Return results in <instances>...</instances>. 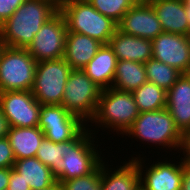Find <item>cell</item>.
<instances>
[{
  "mask_svg": "<svg viewBox=\"0 0 190 190\" xmlns=\"http://www.w3.org/2000/svg\"><path fill=\"white\" fill-rule=\"evenodd\" d=\"M33 190H60V185L56 182L52 187L45 189H33Z\"/></svg>",
  "mask_w": 190,
  "mask_h": 190,
  "instance_id": "36",
  "label": "cell"
},
{
  "mask_svg": "<svg viewBox=\"0 0 190 190\" xmlns=\"http://www.w3.org/2000/svg\"><path fill=\"white\" fill-rule=\"evenodd\" d=\"M103 44L87 35L67 32L64 59L72 69H83Z\"/></svg>",
  "mask_w": 190,
  "mask_h": 190,
  "instance_id": "18",
  "label": "cell"
},
{
  "mask_svg": "<svg viewBox=\"0 0 190 190\" xmlns=\"http://www.w3.org/2000/svg\"><path fill=\"white\" fill-rule=\"evenodd\" d=\"M136 2H150L151 0H135Z\"/></svg>",
  "mask_w": 190,
  "mask_h": 190,
  "instance_id": "40",
  "label": "cell"
},
{
  "mask_svg": "<svg viewBox=\"0 0 190 190\" xmlns=\"http://www.w3.org/2000/svg\"><path fill=\"white\" fill-rule=\"evenodd\" d=\"M9 130H10V125L8 119L4 116L0 108V138L7 137Z\"/></svg>",
  "mask_w": 190,
  "mask_h": 190,
  "instance_id": "32",
  "label": "cell"
},
{
  "mask_svg": "<svg viewBox=\"0 0 190 190\" xmlns=\"http://www.w3.org/2000/svg\"><path fill=\"white\" fill-rule=\"evenodd\" d=\"M180 190H190V163L182 158V179Z\"/></svg>",
  "mask_w": 190,
  "mask_h": 190,
  "instance_id": "31",
  "label": "cell"
},
{
  "mask_svg": "<svg viewBox=\"0 0 190 190\" xmlns=\"http://www.w3.org/2000/svg\"><path fill=\"white\" fill-rule=\"evenodd\" d=\"M183 154L184 160L190 163V130L183 136Z\"/></svg>",
  "mask_w": 190,
  "mask_h": 190,
  "instance_id": "34",
  "label": "cell"
},
{
  "mask_svg": "<svg viewBox=\"0 0 190 190\" xmlns=\"http://www.w3.org/2000/svg\"><path fill=\"white\" fill-rule=\"evenodd\" d=\"M60 190H101V164L87 175L62 181Z\"/></svg>",
  "mask_w": 190,
  "mask_h": 190,
  "instance_id": "27",
  "label": "cell"
},
{
  "mask_svg": "<svg viewBox=\"0 0 190 190\" xmlns=\"http://www.w3.org/2000/svg\"><path fill=\"white\" fill-rule=\"evenodd\" d=\"M59 10L43 0H25L0 26V41L7 47L27 48L42 25Z\"/></svg>",
  "mask_w": 190,
  "mask_h": 190,
  "instance_id": "2",
  "label": "cell"
},
{
  "mask_svg": "<svg viewBox=\"0 0 190 190\" xmlns=\"http://www.w3.org/2000/svg\"><path fill=\"white\" fill-rule=\"evenodd\" d=\"M117 26L122 33L149 40L163 33L161 23L148 2H136Z\"/></svg>",
  "mask_w": 190,
  "mask_h": 190,
  "instance_id": "14",
  "label": "cell"
},
{
  "mask_svg": "<svg viewBox=\"0 0 190 190\" xmlns=\"http://www.w3.org/2000/svg\"><path fill=\"white\" fill-rule=\"evenodd\" d=\"M8 190H31L29 185L22 178V175L14 168H10V179Z\"/></svg>",
  "mask_w": 190,
  "mask_h": 190,
  "instance_id": "30",
  "label": "cell"
},
{
  "mask_svg": "<svg viewBox=\"0 0 190 190\" xmlns=\"http://www.w3.org/2000/svg\"><path fill=\"white\" fill-rule=\"evenodd\" d=\"M40 107L31 91L0 92V108L10 127H38Z\"/></svg>",
  "mask_w": 190,
  "mask_h": 190,
  "instance_id": "11",
  "label": "cell"
},
{
  "mask_svg": "<svg viewBox=\"0 0 190 190\" xmlns=\"http://www.w3.org/2000/svg\"><path fill=\"white\" fill-rule=\"evenodd\" d=\"M148 3L153 7L163 32L189 36L190 24L183 0H151Z\"/></svg>",
  "mask_w": 190,
  "mask_h": 190,
  "instance_id": "16",
  "label": "cell"
},
{
  "mask_svg": "<svg viewBox=\"0 0 190 190\" xmlns=\"http://www.w3.org/2000/svg\"><path fill=\"white\" fill-rule=\"evenodd\" d=\"M108 44L113 49L117 60H130L146 63L152 58L151 40L127 35L118 29L110 38Z\"/></svg>",
  "mask_w": 190,
  "mask_h": 190,
  "instance_id": "17",
  "label": "cell"
},
{
  "mask_svg": "<svg viewBox=\"0 0 190 190\" xmlns=\"http://www.w3.org/2000/svg\"><path fill=\"white\" fill-rule=\"evenodd\" d=\"M89 0H64V4H70L73 2H88Z\"/></svg>",
  "mask_w": 190,
  "mask_h": 190,
  "instance_id": "37",
  "label": "cell"
},
{
  "mask_svg": "<svg viewBox=\"0 0 190 190\" xmlns=\"http://www.w3.org/2000/svg\"><path fill=\"white\" fill-rule=\"evenodd\" d=\"M117 61L109 44H103L82 70L102 90L108 89L113 84Z\"/></svg>",
  "mask_w": 190,
  "mask_h": 190,
  "instance_id": "19",
  "label": "cell"
},
{
  "mask_svg": "<svg viewBox=\"0 0 190 190\" xmlns=\"http://www.w3.org/2000/svg\"><path fill=\"white\" fill-rule=\"evenodd\" d=\"M67 31L65 18L58 11L42 25L26 49L36 62L63 58Z\"/></svg>",
  "mask_w": 190,
  "mask_h": 190,
  "instance_id": "9",
  "label": "cell"
},
{
  "mask_svg": "<svg viewBox=\"0 0 190 190\" xmlns=\"http://www.w3.org/2000/svg\"><path fill=\"white\" fill-rule=\"evenodd\" d=\"M185 4V9H190V0H183Z\"/></svg>",
  "mask_w": 190,
  "mask_h": 190,
  "instance_id": "38",
  "label": "cell"
},
{
  "mask_svg": "<svg viewBox=\"0 0 190 190\" xmlns=\"http://www.w3.org/2000/svg\"><path fill=\"white\" fill-rule=\"evenodd\" d=\"M97 11L111 18L117 24L127 11L136 3L135 0H89Z\"/></svg>",
  "mask_w": 190,
  "mask_h": 190,
  "instance_id": "26",
  "label": "cell"
},
{
  "mask_svg": "<svg viewBox=\"0 0 190 190\" xmlns=\"http://www.w3.org/2000/svg\"><path fill=\"white\" fill-rule=\"evenodd\" d=\"M7 137L16 160L35 157L45 138L39 127H10Z\"/></svg>",
  "mask_w": 190,
  "mask_h": 190,
  "instance_id": "21",
  "label": "cell"
},
{
  "mask_svg": "<svg viewBox=\"0 0 190 190\" xmlns=\"http://www.w3.org/2000/svg\"><path fill=\"white\" fill-rule=\"evenodd\" d=\"M139 114L131 92L110 87L102 90L95 115L89 122H95L97 127L116 130L124 137Z\"/></svg>",
  "mask_w": 190,
  "mask_h": 190,
  "instance_id": "3",
  "label": "cell"
},
{
  "mask_svg": "<svg viewBox=\"0 0 190 190\" xmlns=\"http://www.w3.org/2000/svg\"><path fill=\"white\" fill-rule=\"evenodd\" d=\"M15 161L8 137L0 138V168H13Z\"/></svg>",
  "mask_w": 190,
  "mask_h": 190,
  "instance_id": "28",
  "label": "cell"
},
{
  "mask_svg": "<svg viewBox=\"0 0 190 190\" xmlns=\"http://www.w3.org/2000/svg\"><path fill=\"white\" fill-rule=\"evenodd\" d=\"M137 190H144L141 186H139L138 188H137Z\"/></svg>",
  "mask_w": 190,
  "mask_h": 190,
  "instance_id": "42",
  "label": "cell"
},
{
  "mask_svg": "<svg viewBox=\"0 0 190 190\" xmlns=\"http://www.w3.org/2000/svg\"><path fill=\"white\" fill-rule=\"evenodd\" d=\"M3 47H4V44L0 41V52L3 49Z\"/></svg>",
  "mask_w": 190,
  "mask_h": 190,
  "instance_id": "41",
  "label": "cell"
},
{
  "mask_svg": "<svg viewBox=\"0 0 190 190\" xmlns=\"http://www.w3.org/2000/svg\"><path fill=\"white\" fill-rule=\"evenodd\" d=\"M101 92L102 89L82 69H72L61 105L86 123L95 115Z\"/></svg>",
  "mask_w": 190,
  "mask_h": 190,
  "instance_id": "7",
  "label": "cell"
},
{
  "mask_svg": "<svg viewBox=\"0 0 190 190\" xmlns=\"http://www.w3.org/2000/svg\"><path fill=\"white\" fill-rule=\"evenodd\" d=\"M131 160L138 168L140 186L144 190H180L182 179L181 158V162L178 163H172L171 160L157 161L158 163L151 164L150 168L146 167L147 170H144L143 158H140V156L133 157Z\"/></svg>",
  "mask_w": 190,
  "mask_h": 190,
  "instance_id": "13",
  "label": "cell"
},
{
  "mask_svg": "<svg viewBox=\"0 0 190 190\" xmlns=\"http://www.w3.org/2000/svg\"><path fill=\"white\" fill-rule=\"evenodd\" d=\"M78 116L67 111L62 105H41L38 127L46 139L62 143L73 139L85 126Z\"/></svg>",
  "mask_w": 190,
  "mask_h": 190,
  "instance_id": "10",
  "label": "cell"
},
{
  "mask_svg": "<svg viewBox=\"0 0 190 190\" xmlns=\"http://www.w3.org/2000/svg\"><path fill=\"white\" fill-rule=\"evenodd\" d=\"M10 179V168H0V190L8 188Z\"/></svg>",
  "mask_w": 190,
  "mask_h": 190,
  "instance_id": "33",
  "label": "cell"
},
{
  "mask_svg": "<svg viewBox=\"0 0 190 190\" xmlns=\"http://www.w3.org/2000/svg\"><path fill=\"white\" fill-rule=\"evenodd\" d=\"M13 168L22 175L31 190L49 188L57 182L51 169L36 157L16 160Z\"/></svg>",
  "mask_w": 190,
  "mask_h": 190,
  "instance_id": "22",
  "label": "cell"
},
{
  "mask_svg": "<svg viewBox=\"0 0 190 190\" xmlns=\"http://www.w3.org/2000/svg\"><path fill=\"white\" fill-rule=\"evenodd\" d=\"M147 80L168 91L182 74L175 67L169 66L153 58L144 63Z\"/></svg>",
  "mask_w": 190,
  "mask_h": 190,
  "instance_id": "25",
  "label": "cell"
},
{
  "mask_svg": "<svg viewBox=\"0 0 190 190\" xmlns=\"http://www.w3.org/2000/svg\"><path fill=\"white\" fill-rule=\"evenodd\" d=\"M25 0H0V26L20 7Z\"/></svg>",
  "mask_w": 190,
  "mask_h": 190,
  "instance_id": "29",
  "label": "cell"
},
{
  "mask_svg": "<svg viewBox=\"0 0 190 190\" xmlns=\"http://www.w3.org/2000/svg\"><path fill=\"white\" fill-rule=\"evenodd\" d=\"M124 135L132 136L149 144L167 149L182 150L183 135L175 126L174 120L166 108L157 111L141 112Z\"/></svg>",
  "mask_w": 190,
  "mask_h": 190,
  "instance_id": "4",
  "label": "cell"
},
{
  "mask_svg": "<svg viewBox=\"0 0 190 190\" xmlns=\"http://www.w3.org/2000/svg\"><path fill=\"white\" fill-rule=\"evenodd\" d=\"M51 3L53 6H55L58 10L62 8L64 5V0H43Z\"/></svg>",
  "mask_w": 190,
  "mask_h": 190,
  "instance_id": "35",
  "label": "cell"
},
{
  "mask_svg": "<svg viewBox=\"0 0 190 190\" xmlns=\"http://www.w3.org/2000/svg\"><path fill=\"white\" fill-rule=\"evenodd\" d=\"M186 15L190 24V9H186ZM189 37H190V31H189Z\"/></svg>",
  "mask_w": 190,
  "mask_h": 190,
  "instance_id": "39",
  "label": "cell"
},
{
  "mask_svg": "<svg viewBox=\"0 0 190 190\" xmlns=\"http://www.w3.org/2000/svg\"><path fill=\"white\" fill-rule=\"evenodd\" d=\"M105 164L104 161L101 163V190H137L140 186L139 171L132 160L118 169L109 170Z\"/></svg>",
  "mask_w": 190,
  "mask_h": 190,
  "instance_id": "20",
  "label": "cell"
},
{
  "mask_svg": "<svg viewBox=\"0 0 190 190\" xmlns=\"http://www.w3.org/2000/svg\"><path fill=\"white\" fill-rule=\"evenodd\" d=\"M147 80L144 63L130 60H118L112 88L132 92Z\"/></svg>",
  "mask_w": 190,
  "mask_h": 190,
  "instance_id": "23",
  "label": "cell"
},
{
  "mask_svg": "<svg viewBox=\"0 0 190 190\" xmlns=\"http://www.w3.org/2000/svg\"><path fill=\"white\" fill-rule=\"evenodd\" d=\"M36 66L26 48L4 46L0 52V92L31 91Z\"/></svg>",
  "mask_w": 190,
  "mask_h": 190,
  "instance_id": "6",
  "label": "cell"
},
{
  "mask_svg": "<svg viewBox=\"0 0 190 190\" xmlns=\"http://www.w3.org/2000/svg\"><path fill=\"white\" fill-rule=\"evenodd\" d=\"M131 93L140 113L166 108L167 91L152 82L146 81Z\"/></svg>",
  "mask_w": 190,
  "mask_h": 190,
  "instance_id": "24",
  "label": "cell"
},
{
  "mask_svg": "<svg viewBox=\"0 0 190 190\" xmlns=\"http://www.w3.org/2000/svg\"><path fill=\"white\" fill-rule=\"evenodd\" d=\"M166 109L184 136L190 130V73H182L167 91Z\"/></svg>",
  "mask_w": 190,
  "mask_h": 190,
  "instance_id": "15",
  "label": "cell"
},
{
  "mask_svg": "<svg viewBox=\"0 0 190 190\" xmlns=\"http://www.w3.org/2000/svg\"><path fill=\"white\" fill-rule=\"evenodd\" d=\"M66 21L67 32H76L108 44L118 29L117 23L97 11L89 2L64 4L59 10Z\"/></svg>",
  "mask_w": 190,
  "mask_h": 190,
  "instance_id": "5",
  "label": "cell"
},
{
  "mask_svg": "<svg viewBox=\"0 0 190 190\" xmlns=\"http://www.w3.org/2000/svg\"><path fill=\"white\" fill-rule=\"evenodd\" d=\"M152 42V58L181 73H190V37L163 32Z\"/></svg>",
  "mask_w": 190,
  "mask_h": 190,
  "instance_id": "12",
  "label": "cell"
},
{
  "mask_svg": "<svg viewBox=\"0 0 190 190\" xmlns=\"http://www.w3.org/2000/svg\"><path fill=\"white\" fill-rule=\"evenodd\" d=\"M71 71L72 68L64 58L37 62L31 89L34 98L41 105H61Z\"/></svg>",
  "mask_w": 190,
  "mask_h": 190,
  "instance_id": "8",
  "label": "cell"
},
{
  "mask_svg": "<svg viewBox=\"0 0 190 190\" xmlns=\"http://www.w3.org/2000/svg\"><path fill=\"white\" fill-rule=\"evenodd\" d=\"M86 128L69 141L54 143L44 138L39 146L35 157L51 169L58 184L92 173L103 162L94 145L95 130Z\"/></svg>",
  "mask_w": 190,
  "mask_h": 190,
  "instance_id": "1",
  "label": "cell"
}]
</instances>
